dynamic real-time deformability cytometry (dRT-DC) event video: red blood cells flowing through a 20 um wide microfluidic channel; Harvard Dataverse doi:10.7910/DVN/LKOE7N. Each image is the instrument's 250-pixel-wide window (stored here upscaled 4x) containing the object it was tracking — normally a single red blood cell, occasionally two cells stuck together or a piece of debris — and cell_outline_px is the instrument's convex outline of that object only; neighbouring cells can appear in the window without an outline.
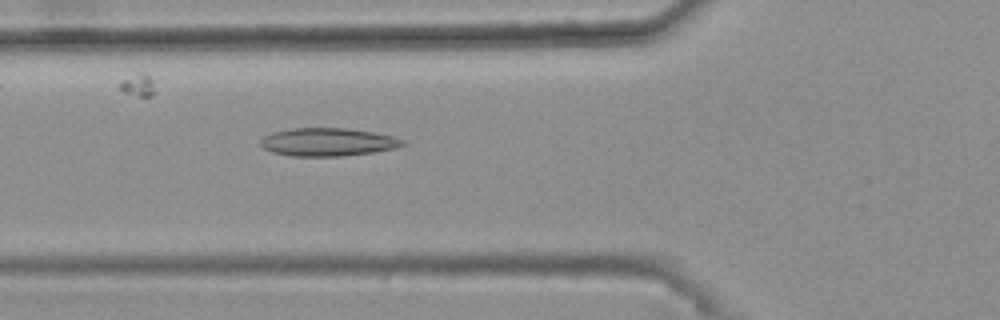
{"species": "common noctule bat (a hibernating species)", "species_latin": "Nyctalus noctula", "temperature_condition": "warm", "stored_images_in_passage": 50, "camera_frame_rate_fps": 3000, "um_per_image_px": 0.085, "animal": {"sex": "female", "body_mass_g": 25.1}, "frame": {"image": 1, "passage_image": 20, "time_ms": 6.333, "image_size_px": [1000, 320], "cell_outline_px": [[404, 144], [396, 148], [372, 152], [340, 156], [292, 156], [272, 152], [264, 148], [260, 144], [260, 140], [264, 136], [272, 132], [292, 128], [344, 128], [372, 132], [392, 136], [404, 140]], "centroid_in_image_um": [27.83, 12.07], "position_along_channel_um": 98.0, "area_um2": 23.06}}
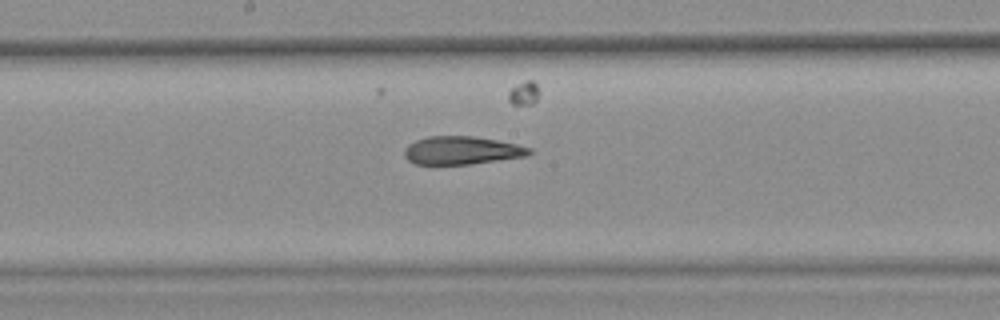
{"frame": {"image": 2, "passage_image": 29, "time_ms": 9.333, "image_size_px": [1000, 320], "cell_outline_px": [[532, 152], [528, 156], [472, 164], [432, 168], [416, 164], [408, 160], [404, 156], [404, 148], [408, 144], [416, 140], [428, 136], [472, 136], [496, 140], [516, 144], [532, 148]], "centroid_in_image_um": [39.18, 12.83], "position_along_channel_um": 209.0, "area_um2": 21.33}}
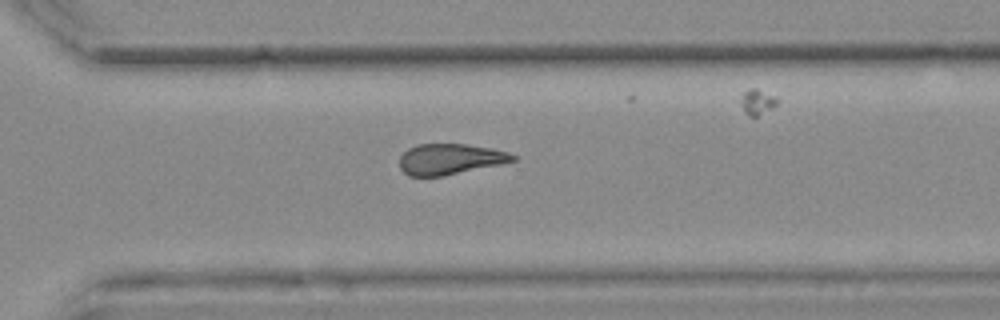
{"frame": {"image": 3, "passage_image": 39, "time_ms": 12.667, "image_size_px": [1000, 320], "cell_outline_px": [[516, 160], [500, 164], [444, 176], [408, 176], [400, 168], [400, 156], [408, 148], [416, 144], [464, 144], [492, 148], [508, 152], [516, 156]], "centroid_in_image_um": [38.24, 13.52], "position_along_channel_um": 332.4, "area_um2": 20.29}, "authors_computed_cell_mechanics": {"area_um2": 21.7039, "velocity_mm_per_s": 3.7005, "shape_relaxation_time_tau1_ms": null, "shape_relaxation_time_tau2_ms": 3.5415, "deformation_change_tau1": null, "deformation_change_tau2": 0.1219}}